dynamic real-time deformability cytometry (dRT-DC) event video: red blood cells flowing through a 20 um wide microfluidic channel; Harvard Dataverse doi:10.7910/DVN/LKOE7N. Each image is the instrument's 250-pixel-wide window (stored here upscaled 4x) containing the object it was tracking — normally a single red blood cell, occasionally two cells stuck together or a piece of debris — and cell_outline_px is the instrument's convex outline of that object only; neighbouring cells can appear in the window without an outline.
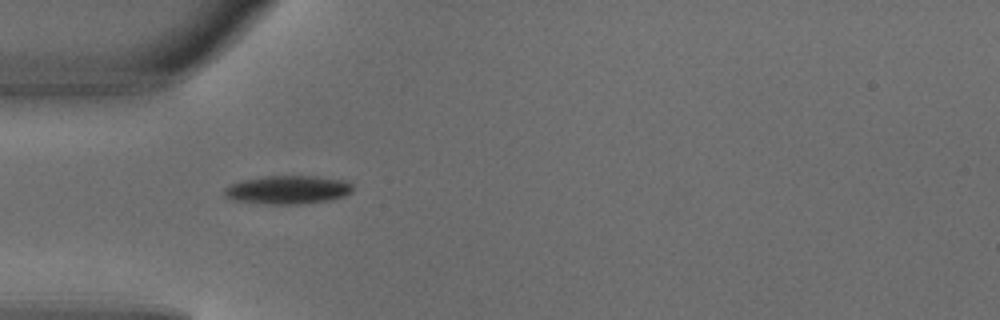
{"species": "common noctule bat (a hibernating species)", "species_latin": "Nyctalus noctula", "temperature_condition": "warm", "stored_images_in_passage": 2, "camera_frame_rate_fps": 3000, "um_per_image_px": 0.085, "animal": {"sex": "male", "body_mass_g": 18.8}, "frame": {"image": 1, "passage_image": 1, "time_ms": 0.0, "image_size_px": [1000, 320], "cell_outline_px": [[352, 192], [344, 196], [332, 200], [300, 204], [272, 204], [236, 200], [228, 196], [224, 192], [224, 188], [232, 184], [244, 180], [264, 176], [316, 176], [344, 180], [352, 184]], "centroid_in_image_um": [24.54, 16.12], "position_along_channel_um": 60.5, "area_um2": 21.04}}
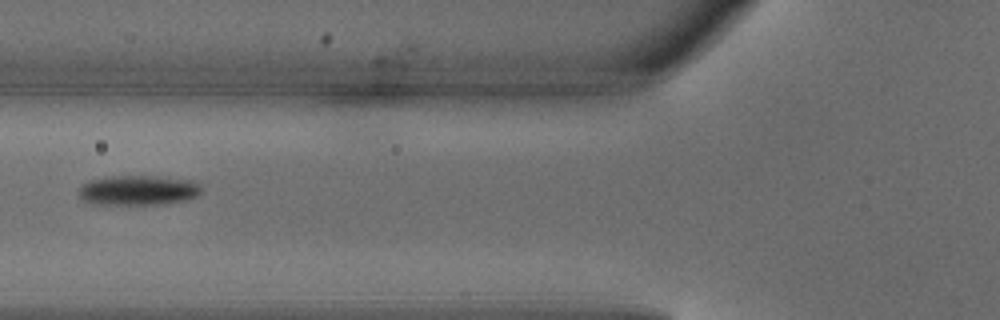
{"frame": {"image": 2, "passage_image": 2, "time_ms": 0.333, "image_size_px": [1000, 320], "cell_outline_px": [[200, 192], [196, 196], [184, 200], [164, 204], [96, 204], [84, 200], [80, 196], [80, 184], [88, 180], [112, 176], [152, 176], [188, 180], [200, 184]], "centroid_in_image_um": [11.71, 16.17], "position_along_channel_um": 114.1, "area_um2": 21.1}}